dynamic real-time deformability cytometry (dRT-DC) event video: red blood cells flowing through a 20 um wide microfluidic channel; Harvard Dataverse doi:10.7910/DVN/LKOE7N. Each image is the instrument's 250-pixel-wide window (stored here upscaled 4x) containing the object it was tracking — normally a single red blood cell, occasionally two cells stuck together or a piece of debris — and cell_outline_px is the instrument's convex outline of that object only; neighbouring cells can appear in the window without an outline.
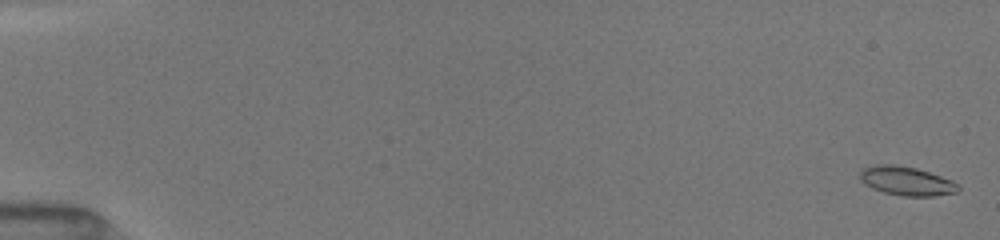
{"species": "common noctule bat (a hibernating species)", "species_latin": "Nyctalus noctula", "temperature_condition": "room temperature", "stored_images_in_passage": 30, "camera_frame_rate_fps": 3000, "um_per_image_px": 0.085, "animal": {"sex": "female", "body_mass_g": 19.5, "forearm_length_mm": 54.1}, "frame": {"image": 1, "passage_image": 2, "time_ms": 0.333, "image_size_px": [1000, 240], "cell_outline_px": [[960, 188], [956, 192], [932, 196], [900, 196], [884, 192], [872, 188], [864, 184], [860, 180], [860, 172], [864, 168], [876, 164], [892, 164], [916, 168], [952, 180], [960, 184]], "centroid_in_image_um": [77.04, 15.39], "position_along_channel_um": 8.0, "area_um2": 16.53}}
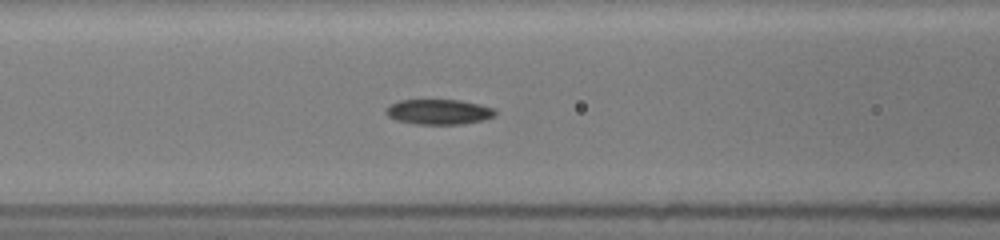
{"frame": {"image": 2, "passage_image": 20, "time_ms": 7.667, "image_size_px": [1000, 240], "cell_outline_px": [[496, 112], [492, 116], [484, 120], [460, 124], [416, 124], [396, 120], [388, 116], [384, 112], [388, 104], [400, 100], [460, 100], [492, 108]], "centroid_in_image_um": [37.21, 9.51], "position_along_channel_um": 129.4, "area_um2": 15.9}}
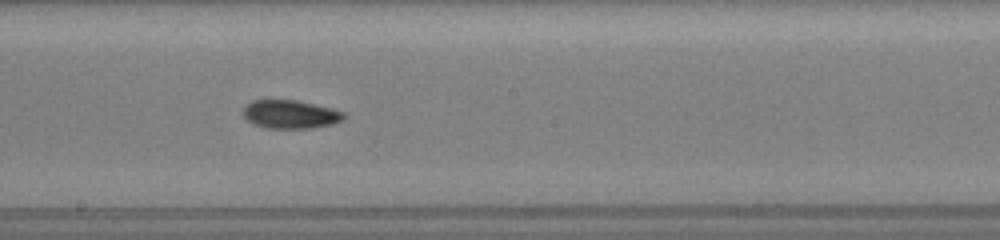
{"frame": {"image": 3, "passage_image": 26, "time_ms": 10.0, "image_size_px": [1000, 240], "cell_outline_px": [[344, 116], [340, 120], [332, 124], [312, 128], [268, 128], [252, 124], [244, 116], [244, 108], [252, 100], [296, 100], [332, 108], [344, 112]], "centroid_in_image_um": [24.67, 9.71], "position_along_channel_um": 223.5, "area_um2": 16.47}}